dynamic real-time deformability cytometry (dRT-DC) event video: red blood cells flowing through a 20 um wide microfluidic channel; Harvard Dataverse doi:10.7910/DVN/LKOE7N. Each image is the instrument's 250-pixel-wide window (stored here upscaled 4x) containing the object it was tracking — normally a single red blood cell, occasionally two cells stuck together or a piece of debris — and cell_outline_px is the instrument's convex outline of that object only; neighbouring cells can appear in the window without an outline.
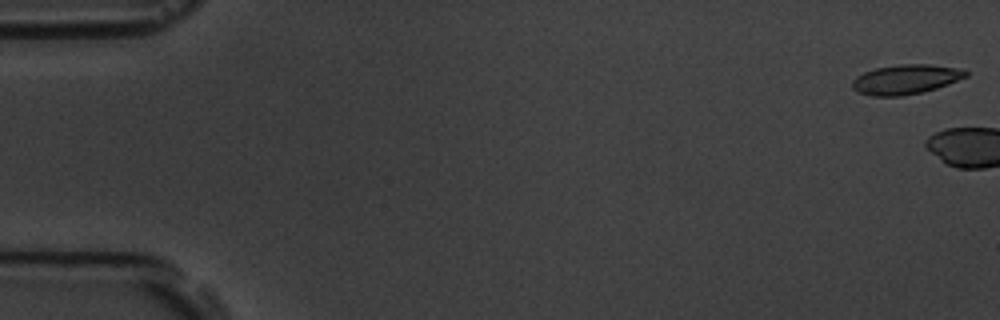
{"species": "common noctule bat (a hibernating species)", "species_latin": "Nyctalus noctula", "temperature_condition": "room temperature", "stored_images_in_passage": 2, "camera_frame_rate_fps": 3000, "um_per_image_px": 0.085, "animal": {"sex": "male", "body_mass_g": 19.5, "forearm_length_mm": 54.6}, "frame": {"image": 1, "passage_image": 1, "time_ms": 0.0, "image_size_px": [1000, 320], "cell_outline_px": [[968, 76], [948, 84], [924, 92], [900, 96], [872, 96], [860, 92], [852, 88], [852, 80], [856, 76], [864, 72], [876, 68], [900, 64], [928, 64], [956, 68], [968, 72]], "centroid_in_image_um": [76.97, 6.75], "position_along_channel_um": 8.0, "area_um2": 19.48}}